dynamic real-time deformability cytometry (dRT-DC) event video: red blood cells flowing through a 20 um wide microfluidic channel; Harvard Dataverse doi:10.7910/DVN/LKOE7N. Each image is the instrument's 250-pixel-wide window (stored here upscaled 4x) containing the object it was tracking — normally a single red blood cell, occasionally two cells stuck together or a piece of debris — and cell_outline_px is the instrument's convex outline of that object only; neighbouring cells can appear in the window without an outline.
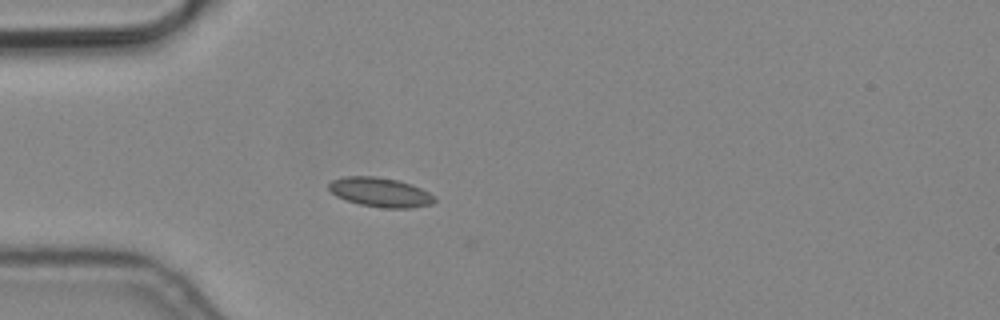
{"species": "common noctule bat (a hibernating species)", "species_latin": "Nyctalus noctula", "temperature_condition": "cold", "stored_images_in_passage": 1, "camera_frame_rate_fps": 3000, "um_per_image_px": 0.085, "animal": {"sex": "male", "body_mass_g": 19.2, "forearm_length_mm": 51.8}, "frame": {"image": 1, "passage_image": 1, "time_ms": 0.0, "image_size_px": [1000, 320], "cell_outline_px": [[436, 200], [432, 204], [412, 208], [384, 208], [360, 204], [344, 200], [336, 196], [328, 188], [328, 184], [332, 180], [344, 176], [376, 176], [396, 180], [412, 184], [436, 196]], "centroid_in_image_um": [32.32, 16.34], "position_along_channel_um": 52.7, "area_um2": 18.21}}